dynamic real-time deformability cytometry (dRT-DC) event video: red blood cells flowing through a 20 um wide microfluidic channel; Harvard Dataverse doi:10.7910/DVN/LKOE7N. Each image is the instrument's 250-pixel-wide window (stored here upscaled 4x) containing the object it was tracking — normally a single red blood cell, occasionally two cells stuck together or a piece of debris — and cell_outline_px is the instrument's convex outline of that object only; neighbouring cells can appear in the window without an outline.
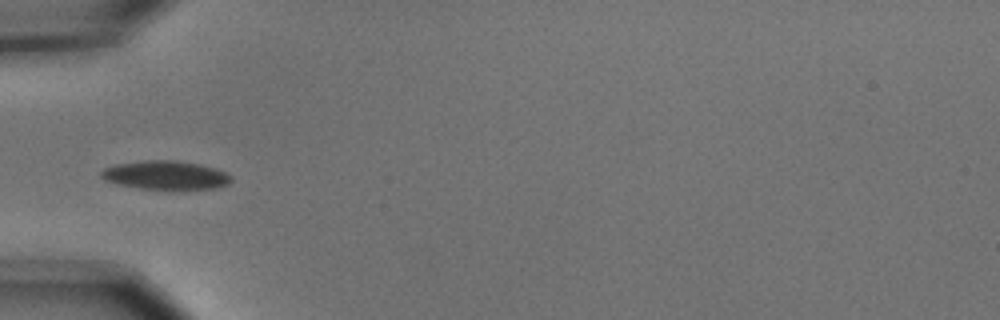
{"species": "common noctule bat (a hibernating species)", "species_latin": "Nyctalus noctula", "temperature_condition": "cold", "stored_images_in_passage": 3, "camera_frame_rate_fps": 3000, "um_per_image_px": 0.085, "animal": {"sex": "male", "body_mass_g": 15.6}, "frame": {"image": 1, "passage_image": 1, "time_ms": 0.0, "image_size_px": [1000, 320], "cell_outline_px": [[232, 180], [228, 184], [216, 188], [168, 192], [140, 188], [120, 184], [104, 180], [100, 176], [100, 172], [104, 168], [116, 164], [144, 160], [176, 160], [200, 164], [216, 168], [232, 176]], "centroid_in_image_um": [14.11, 14.92], "position_along_channel_um": 70.9, "area_um2": 22.54}}
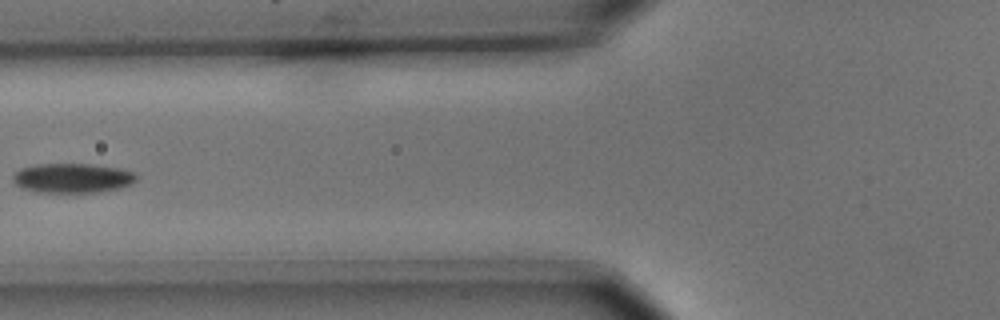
{"frame": {"image": 2, "passage_image": 2, "time_ms": 0.333, "image_size_px": [1000, 320], "cell_outline_px": [[136, 180], [132, 184], [120, 188], [96, 192], [36, 192], [20, 188], [12, 180], [12, 176], [20, 168], [36, 164], [88, 164], [116, 168], [136, 172]], "centroid_in_image_um": [6.13, 15.14], "position_along_channel_um": 119.7, "area_um2": 21.27}}
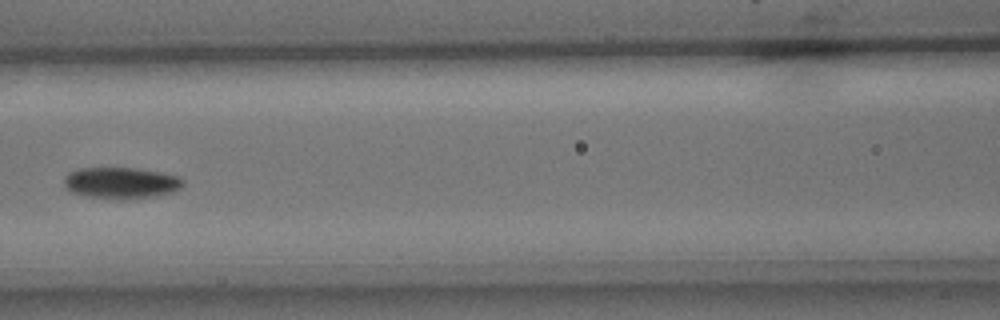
{"frame": {"image": 3, "passage_image": 3, "time_ms": 0.667, "image_size_px": [1000, 320], "cell_outline_px": [[184, 184], [180, 188], [172, 192], [156, 196], [136, 200], [112, 200], [84, 196], [72, 192], [64, 188], [64, 176], [68, 172], [76, 168], [136, 168], [160, 172], [180, 176], [184, 180]], "centroid_in_image_um": [10.27, 15.57], "position_along_channel_um": 156.3, "area_um2": 22.48}}